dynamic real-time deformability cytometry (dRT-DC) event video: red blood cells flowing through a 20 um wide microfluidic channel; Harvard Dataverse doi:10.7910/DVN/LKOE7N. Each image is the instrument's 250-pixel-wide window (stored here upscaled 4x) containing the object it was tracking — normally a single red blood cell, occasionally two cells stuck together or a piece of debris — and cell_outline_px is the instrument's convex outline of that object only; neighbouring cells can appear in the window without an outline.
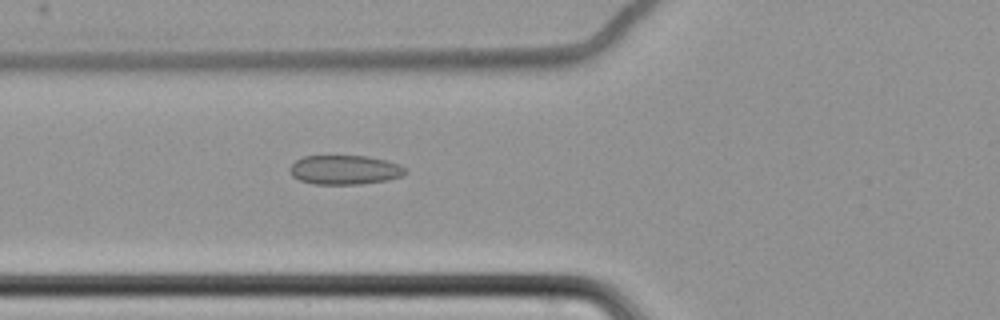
{"species": "common noctule bat (a hibernating species)", "species_latin": "Nyctalus noctula", "temperature_condition": "cold", "stored_images_in_passage": 63, "camera_frame_rate_fps": 3000, "um_per_image_px": 0.085, "animal": {"sex": "female", "body_mass_g": 22.7, "forearm_length_mm": 54.2}, "frame": {"image": 1, "passage_image": 26, "time_ms": 8.333, "image_size_px": [1000, 320], "cell_outline_px": [[408, 172], [400, 176], [388, 180], [360, 184], [312, 184], [300, 180], [292, 176], [288, 172], [288, 168], [296, 160], [304, 156], [368, 156], [400, 164], [408, 168]], "centroid_in_image_um": [29.3, 14.44], "position_along_channel_um": 96.5, "area_um2": 19.88}}
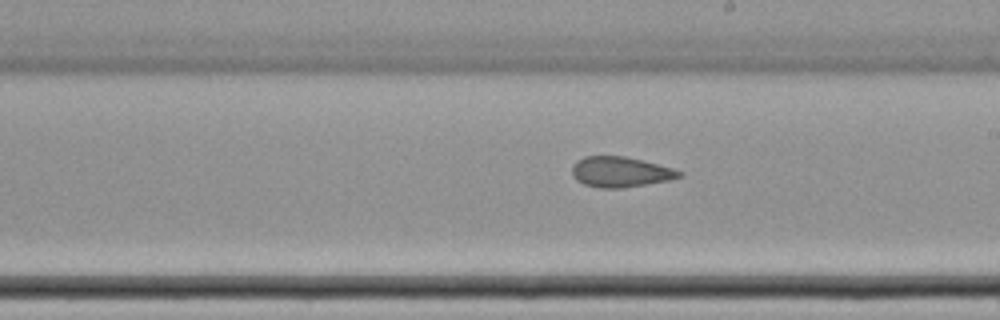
{"frame": {"image": 2, "passage_image": 38, "time_ms": 12.333, "image_size_px": [1000, 320], "cell_outline_px": [[684, 176], [668, 180], [624, 188], [600, 188], [584, 184], [576, 180], [572, 176], [572, 164], [576, 160], [584, 156], [624, 156], [644, 160], [672, 168], [684, 172]], "centroid_in_image_um": [52.72, 14.61], "position_along_channel_um": 236.3, "area_um2": 19.19}}
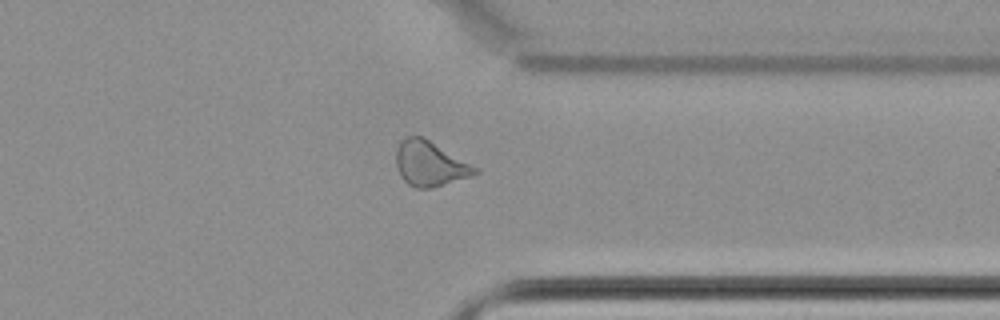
{"frame": {"image": 3, "passage_image": 50, "time_ms": 16.333, "image_size_px": [1000, 320], "cell_outline_px": [[480, 172], [472, 176], [432, 188], [416, 188], [408, 184], [404, 180], [396, 164], [396, 148], [400, 140], [408, 136], [420, 136], [428, 140], [480, 168]], "centroid_in_image_um": [36.56, 13.92], "position_along_channel_um": 374.8, "area_um2": 20.58}}